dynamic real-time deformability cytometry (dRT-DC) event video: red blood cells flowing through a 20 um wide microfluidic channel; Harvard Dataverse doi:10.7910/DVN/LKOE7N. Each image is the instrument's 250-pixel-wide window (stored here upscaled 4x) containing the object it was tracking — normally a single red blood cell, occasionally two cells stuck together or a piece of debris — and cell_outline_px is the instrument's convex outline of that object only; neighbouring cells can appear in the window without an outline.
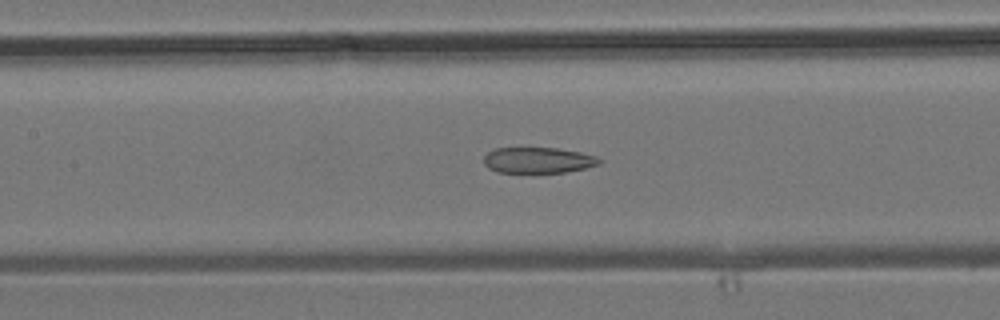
{"species": "common noctule bat (a hibernating species)", "species_latin": "Nyctalus noctula", "temperature_condition": "room temperature", "stored_images_in_passage": 23, "camera_frame_rate_fps": 3000, "um_per_image_px": 0.085, "animal": {"sex": "male", "body_mass_g": 19.2, "forearm_length_mm": 51.8}, "frame": {"image": 1, "passage_image": 19, "time_ms": 6.0, "image_size_px": [1000, 320], "cell_outline_px": [[604, 160], [600, 164], [584, 168], [564, 172], [496, 172], [488, 168], [484, 164], [484, 156], [488, 152], [496, 148], [556, 148], [580, 152], [596, 156]], "centroid_in_image_um": [45.74, 13.61], "position_along_channel_um": 161.7, "area_um2": 17.34}}
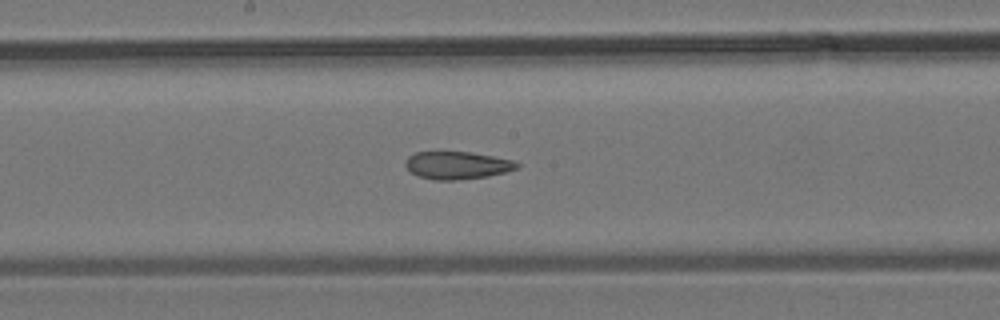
{"frame": {"image": 2, "passage_image": 22, "time_ms": 7.0, "image_size_px": [1000, 320], "cell_outline_px": [[520, 164], [516, 168], [504, 172], [488, 176], [456, 180], [432, 180], [416, 176], [404, 164], [408, 156], [416, 152], [472, 152], [512, 160]], "centroid_in_image_um": [38.82, 14.05], "position_along_channel_um": 209.4, "area_um2": 17.86}}